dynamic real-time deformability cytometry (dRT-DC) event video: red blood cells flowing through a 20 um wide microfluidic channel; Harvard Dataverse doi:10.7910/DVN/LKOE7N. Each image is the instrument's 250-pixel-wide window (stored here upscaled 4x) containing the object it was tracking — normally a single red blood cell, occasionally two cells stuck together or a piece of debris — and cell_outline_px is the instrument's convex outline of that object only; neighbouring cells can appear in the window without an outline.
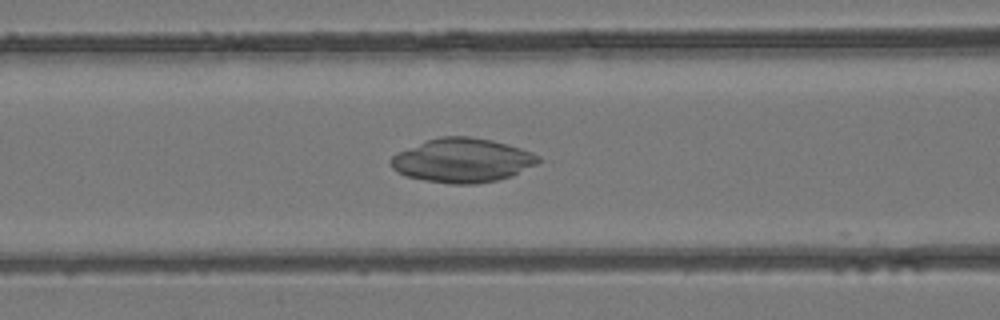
{"species": "common noctule bat (a hibernating species)", "species_latin": "Nyctalus noctula", "temperature_condition": "room temperature", "stored_images_in_passage": 48, "camera_frame_rate_fps": 3000, "um_per_image_px": 0.085, "animal": {"sex": "female", "body_mass_g": 24.6, "forearm_length_mm": 56.2}, "frame": {"image": 1, "passage_image": 20, "time_ms": 6.333, "image_size_px": [1000, 320], "cell_outline_px": [[540, 160], [536, 164], [512, 176], [496, 180], [476, 184], [452, 184], [424, 180], [404, 176], [392, 168], [388, 160], [396, 152], [428, 140], [444, 136], [468, 136], [492, 140], [508, 144], [532, 152], [540, 156]], "centroid_in_image_um": [39.28, 13.63], "position_along_channel_um": 127.3, "area_um2": 37.92}}
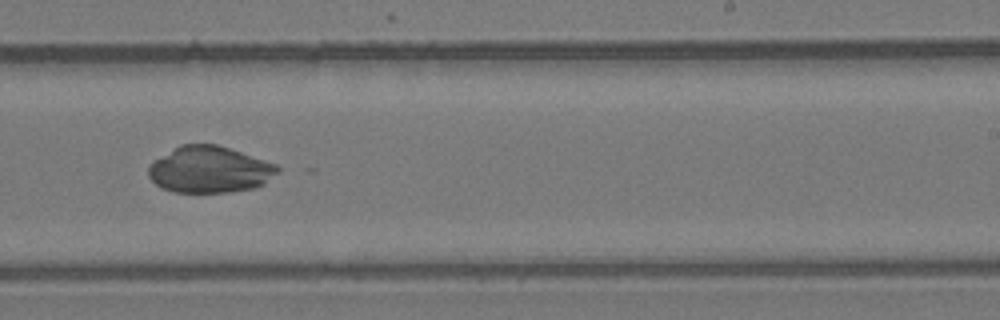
{"frame": {"image": 2, "passage_image": 30, "time_ms": 9.667, "image_size_px": [1000, 320], "cell_outline_px": [[280, 172], [264, 184], [256, 188], [232, 192], [172, 192], [160, 188], [148, 176], [148, 164], [180, 144], [216, 144], [276, 164], [280, 168]], "centroid_in_image_um": [17.81, 14.43], "position_along_channel_um": 271.2, "area_um2": 35.14}}
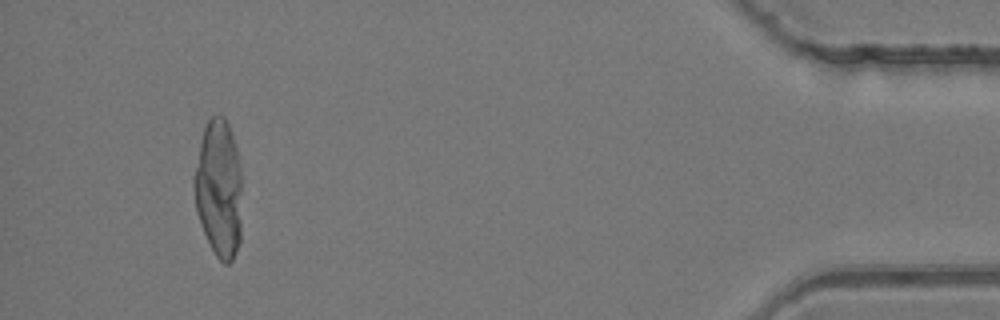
{"frame": {"image": 3, "passage_image": 45, "time_ms": 14.667, "image_size_px": [1000, 320], "cell_outline_px": [[240, 240], [236, 252], [232, 260], [228, 264], [224, 264], [216, 256], [200, 224], [196, 212], [192, 184], [192, 180], [200, 140], [204, 128], [208, 120], [212, 116], [224, 116], [228, 124], [236, 148], [240, 168]], "centroid_in_image_um": [18.56, 16.03], "position_along_channel_um": 416.6, "area_um2": 38.44}}